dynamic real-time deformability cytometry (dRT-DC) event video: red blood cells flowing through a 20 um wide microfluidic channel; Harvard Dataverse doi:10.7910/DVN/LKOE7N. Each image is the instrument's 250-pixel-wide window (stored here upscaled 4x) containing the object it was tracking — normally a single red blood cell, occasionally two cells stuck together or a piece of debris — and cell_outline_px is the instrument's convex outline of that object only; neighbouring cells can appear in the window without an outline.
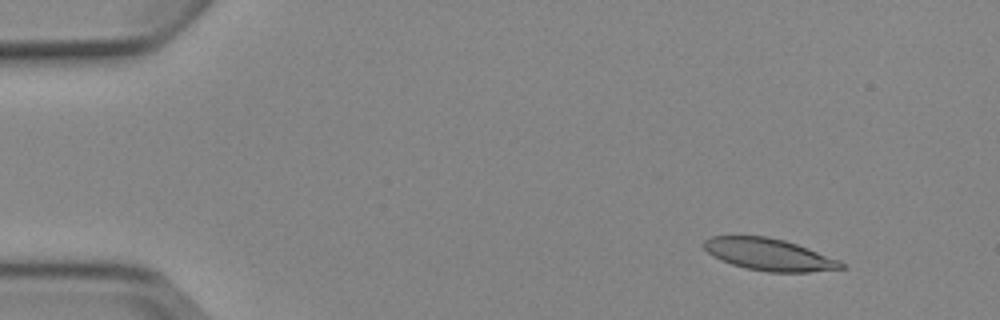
{"species": "Egyptian fruit bat (a non-hibernating species)", "species_latin": "Rousettus aegyptiacus", "temperature_condition": "cold", "stored_images_in_passage": 5, "camera_frame_rate_fps": 3000, "um_per_image_px": 0.085, "animal": {"sex": "female"}, "frame": {"image": 1, "passage_image": 2, "time_ms": 1.333, "image_size_px": [1000, 320], "cell_outline_px": [[848, 268], [808, 272], [768, 272], [744, 268], [720, 260], [712, 256], [700, 244], [704, 240], [712, 236], [768, 236], [784, 240], [808, 248], [840, 260]], "centroid_in_image_um": [65.36, 21.63], "position_along_channel_um": 19.6, "area_um2": 25.78}}
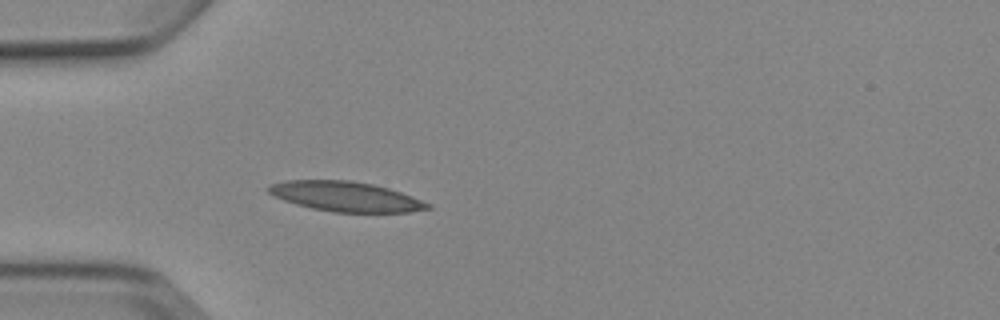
{"frame": {"image": 2, "passage_image": 5, "time_ms": 4.667, "image_size_px": [1000, 320], "cell_outline_px": [[432, 208], [408, 212], [332, 212], [312, 208], [296, 204], [284, 200], [268, 192], [264, 188], [268, 184], [284, 180], [352, 180], [372, 184], [388, 188], [400, 192], [432, 204]], "centroid_in_image_um": [29.35, 16.69], "position_along_channel_um": 55.7, "area_um2": 27.74}}